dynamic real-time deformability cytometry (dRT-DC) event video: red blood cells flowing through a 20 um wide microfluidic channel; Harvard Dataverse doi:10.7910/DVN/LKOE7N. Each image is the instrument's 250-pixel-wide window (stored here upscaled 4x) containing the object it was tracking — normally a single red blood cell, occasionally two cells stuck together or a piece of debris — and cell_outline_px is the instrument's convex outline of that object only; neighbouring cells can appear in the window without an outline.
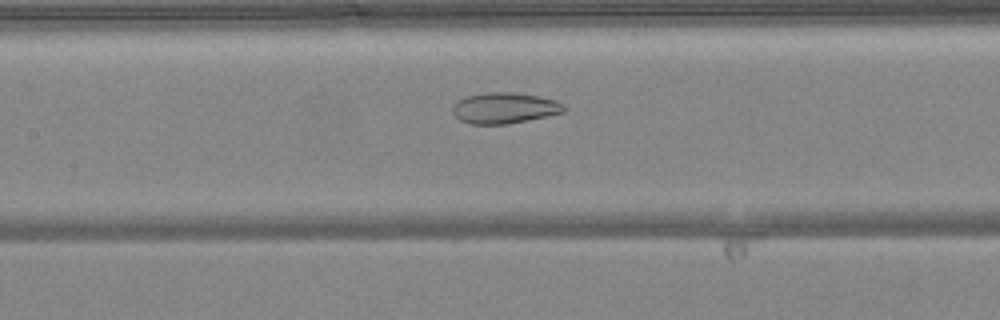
{"species": "common noctule bat (a hibernating species)", "species_latin": "Nyctalus noctula", "temperature_condition": "warm", "stored_images_in_passage": 35, "camera_frame_rate_fps": 3000, "um_per_image_px": 0.085, "animal": {"sex": "female", "body_mass_g": 24.6, "forearm_length_mm": 56.2}, "frame": {"image": 1, "passage_image": 8, "time_ms": 2.333, "image_size_px": [1000, 320], "cell_outline_px": [[568, 108], [564, 112], [528, 120], [508, 124], [468, 124], [460, 120], [452, 112], [452, 104], [456, 100], [468, 96], [488, 92], [516, 92], [540, 96], [556, 100], [564, 104]], "centroid_in_image_um": [42.89, 9.18], "position_along_channel_um": 164.5, "area_um2": 20.35}}
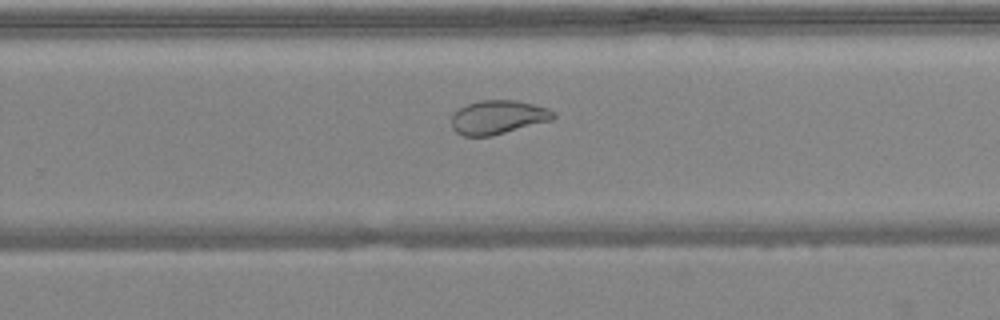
{"frame": {"image": 2, "passage_image": 17, "time_ms": 5.333, "image_size_px": [1000, 320], "cell_outline_px": [[556, 116], [552, 120], [492, 136], [464, 136], [456, 132], [452, 128], [452, 116], [460, 108], [468, 104], [480, 100], [516, 100], [548, 108], [556, 112]], "centroid_in_image_um": [42.35, 9.97], "position_along_channel_um": 287.4, "area_um2": 20.06}}
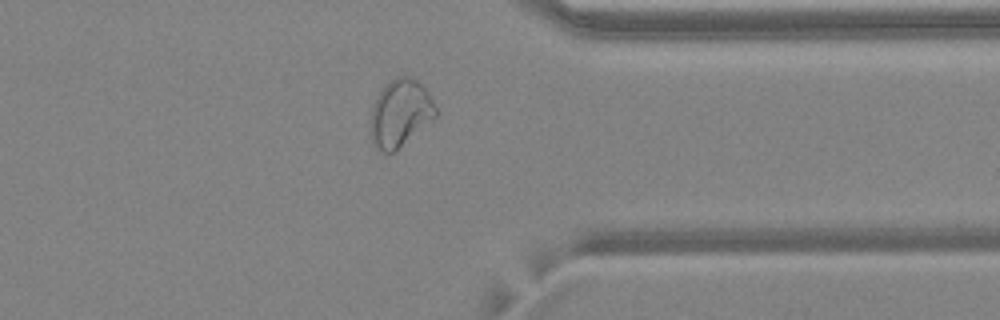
{"frame": {"image": 3, "passage_image": 24, "time_ms": 7.667, "image_size_px": [1000, 320], "cell_outline_px": [[436, 116], [396, 152], [384, 152], [376, 148], [372, 144], [368, 128], [372, 108], [376, 96], [384, 84], [396, 76], [408, 76], [424, 84], [436, 108]], "centroid_in_image_um": [33.97, 9.62], "position_along_channel_um": 377.4, "area_um2": 26.07}, "authors_computed_cell_mechanics": {"area_um2": 22.6576, "velocity_mm_per_s": 4.1198, "shape_relaxation_time_tau1_ms": null, "shape_relaxation_time_tau2_ms": 1.5057, "deformation_change_tau1": null, "deformation_change_tau2": 0.0722}}